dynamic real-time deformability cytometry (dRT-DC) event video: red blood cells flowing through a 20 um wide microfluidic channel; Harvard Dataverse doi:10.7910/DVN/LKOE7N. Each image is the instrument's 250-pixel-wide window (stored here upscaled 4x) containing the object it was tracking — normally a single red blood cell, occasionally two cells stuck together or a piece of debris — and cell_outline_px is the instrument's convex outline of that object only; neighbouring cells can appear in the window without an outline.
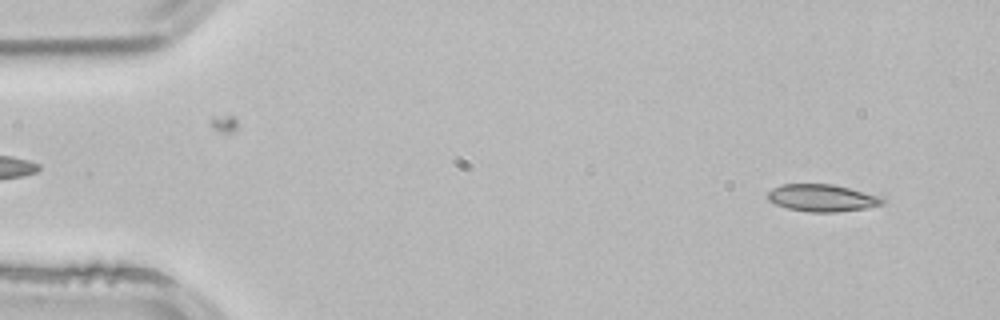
{"species": "common noctule bat (a hibernating species)", "species_latin": "Nyctalus noctula", "temperature_condition": "room temperature", "stored_images_in_passage": 51, "camera_frame_rate_fps": 3000, "um_per_image_px": 0.085, "animal": {"sex": "male", "body_mass_g": 21.5, "forearm_length_mm": 52.0}, "frame": {"image": 1, "passage_image": 3, "time_ms": 0.667, "image_size_px": [1000, 320], "cell_outline_px": [[884, 204], [864, 208], [836, 212], [808, 212], [788, 208], [776, 204], [768, 200], [768, 192], [772, 188], [780, 184], [832, 184], [880, 196], [884, 200]], "centroid_in_image_um": [69.85, 16.82], "position_along_channel_um": 15.2, "area_um2": 18.03}}
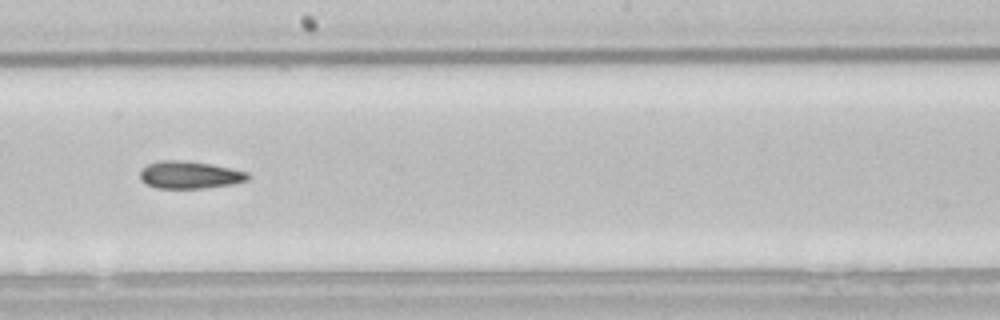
{"frame": {"image": 2, "passage_image": 28, "time_ms": 9.0, "image_size_px": [1000, 320], "cell_outline_px": [[248, 180], [232, 184], [208, 188], [156, 188], [140, 180], [140, 172], [148, 164], [160, 160], [180, 160], [208, 164], [248, 172]], "centroid_in_image_um": [16.1, 14.87], "position_along_channel_um": 232.1, "area_um2": 16.99}}
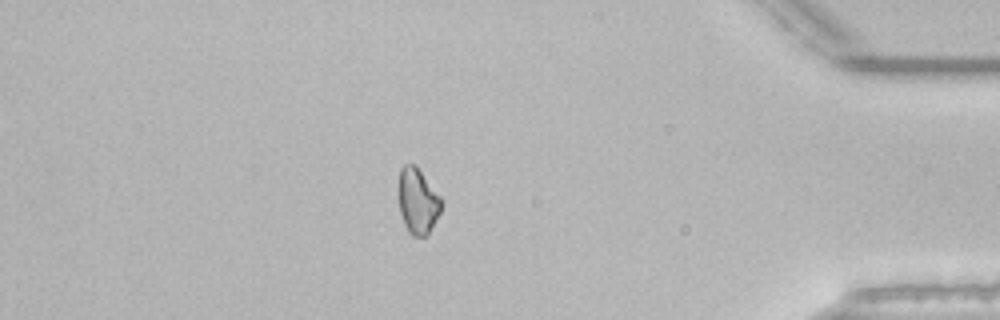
{"frame": {"image": 3, "passage_image": 44, "time_ms": 14.333, "image_size_px": [1000, 320], "cell_outline_px": [[440, 212], [428, 236], [412, 236], [408, 232], [404, 224], [400, 212], [396, 192], [396, 188], [400, 168], [404, 164], [416, 164], [440, 196]], "centroid_in_image_um": [35.45, 17.07], "position_along_channel_um": 399.8, "area_um2": 16.82}, "authors_computed_cell_mechanics": {"area_um2": 17.5134, "velocity_mm_per_s": 3.8894, "shape_relaxation_time_tau1_ms": 6.2588, "shape_relaxation_time_tau2_ms": null, "deformation_change_tau1": 0.1185, "deformation_change_tau2": null}}